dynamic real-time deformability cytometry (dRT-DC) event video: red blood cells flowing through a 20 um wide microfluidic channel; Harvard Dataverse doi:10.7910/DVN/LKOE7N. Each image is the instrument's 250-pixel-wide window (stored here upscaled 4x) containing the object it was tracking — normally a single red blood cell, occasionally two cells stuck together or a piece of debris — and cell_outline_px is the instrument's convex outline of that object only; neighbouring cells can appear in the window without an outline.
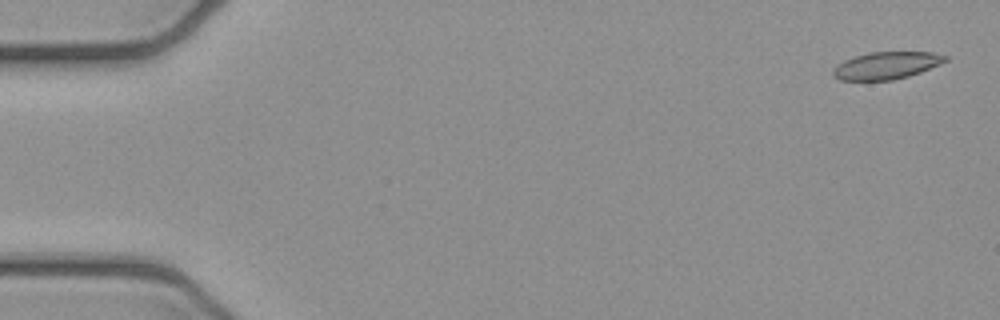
{"species": "common noctule bat (a hibernating species)", "species_latin": "Nyctalus noctula", "temperature_condition": "cold", "stored_images_in_passage": 4, "camera_frame_rate_fps": 3000, "um_per_image_px": 0.085, "animal": {"sex": "female", "body_mass_g": 21.9}, "frame": {"image": 1, "passage_image": 1, "time_ms": 0.0, "image_size_px": [1000, 320], "cell_outline_px": [[948, 60], [940, 64], [920, 72], [908, 76], [892, 80], [840, 80], [832, 76], [832, 68], [836, 64], [844, 60], [868, 52], [932, 52], [948, 56]], "centroid_in_image_um": [75.31, 5.56], "position_along_channel_um": 9.7, "area_um2": 17.92}}